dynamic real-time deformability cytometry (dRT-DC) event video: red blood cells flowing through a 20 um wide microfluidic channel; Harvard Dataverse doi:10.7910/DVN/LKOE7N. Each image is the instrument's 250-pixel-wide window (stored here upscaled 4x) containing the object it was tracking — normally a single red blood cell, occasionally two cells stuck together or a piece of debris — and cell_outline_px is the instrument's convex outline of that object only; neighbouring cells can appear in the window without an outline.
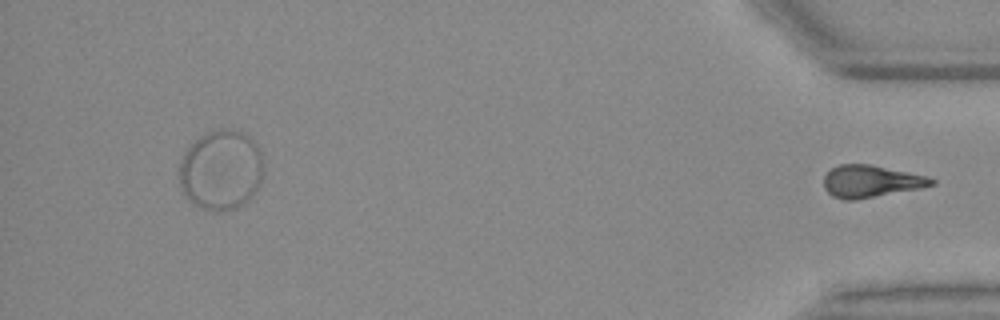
{"species": "Egyptian fruit bat (a non-hibernating species)", "species_latin": "Rousettus aegyptiacus", "temperature_condition": "warm", "stored_images_in_passage": 53, "segment_of_instrument_passage": [2, 2], "camera_frame_rate_fps": 3000, "um_per_image_px": 0.085, "animal": {"sex": "female"}, "frame": {"image": 1, "passage_image": 53, "time_ms": 17.333, "image_size_px": [1000, 320], "cell_outline_px": [[936, 184], [920, 188], [856, 200], [844, 200], [832, 196], [824, 188], [824, 176], [832, 168], [840, 164], [872, 164], [928, 176], [936, 180]], "centroid_in_image_um": [74.04, 15.41], "position_along_channel_um": 361.2, "area_um2": 20.29}}